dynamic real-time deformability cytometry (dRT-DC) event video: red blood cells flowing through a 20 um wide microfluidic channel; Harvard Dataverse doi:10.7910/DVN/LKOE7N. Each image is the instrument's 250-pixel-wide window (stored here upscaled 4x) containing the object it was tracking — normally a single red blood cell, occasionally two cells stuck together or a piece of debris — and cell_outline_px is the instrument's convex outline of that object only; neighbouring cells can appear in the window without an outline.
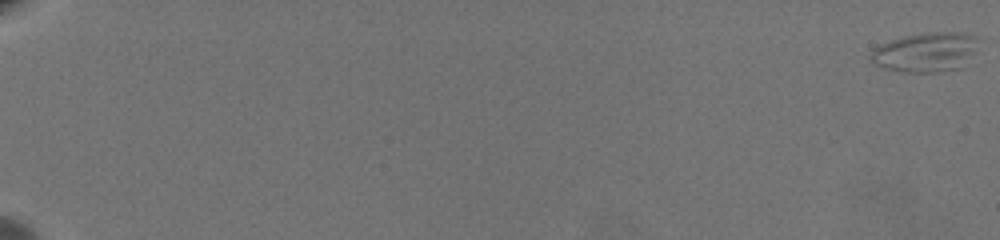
{"species": "common noctule bat (a hibernating species)", "species_latin": "Nyctalus noctula", "temperature_condition": "warm", "stored_images_in_passage": 66, "camera_frame_rate_fps": 3000, "um_per_image_px": 0.085, "animal": {"sex": "female", "body_mass_g": 19.5, "forearm_length_mm": 54.1}, "frame": {"image": 1, "passage_image": 1, "time_ms": 0.0, "image_size_px": [1000, 240], "cell_outline_px": [[976, 52], [960, 68], [936, 72], [904, 72], [884, 68], [872, 64], [868, 60], [872, 48], [880, 44], [904, 36], [924, 32], [968, 32], [976, 36]], "centroid_in_image_um": [78.65, 4.43], "position_along_channel_um": 6.3, "area_um2": 25.14}}
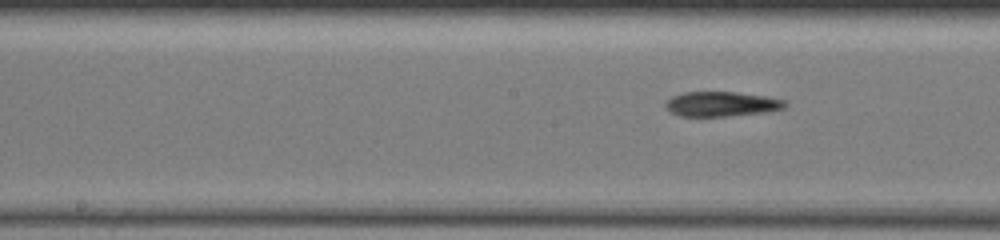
{"frame": {"image": 2, "passage_image": 39, "time_ms": 12.667, "image_size_px": [1000, 240], "cell_outline_px": [[788, 104], [784, 108], [764, 112], [724, 116], [680, 116], [672, 112], [664, 104], [672, 96], [684, 92], [736, 92], [764, 96], [784, 100]], "centroid_in_image_um": [61.33, 8.83], "position_along_channel_um": 186.9, "area_um2": 16.99}}
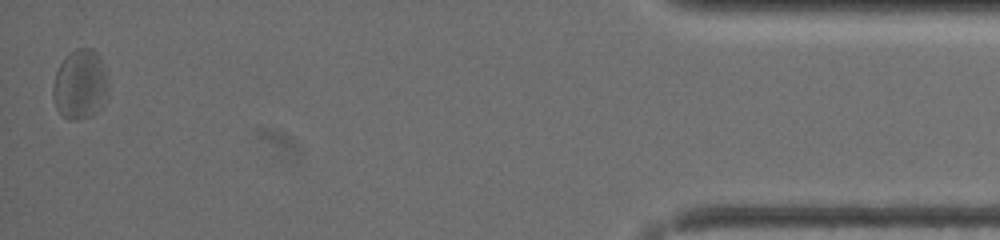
{"frame": {"image": 3, "passage_image": 66, "time_ms": 21.667, "image_size_px": [1000, 240], "cell_outline_px": [[108, 96], [96, 112], [92, 116], [76, 120], [68, 120], [56, 108], [52, 96], [52, 88], [56, 72], [60, 64], [76, 48], [92, 48], [100, 56], [104, 68], [108, 84]], "centroid_in_image_um": [6.82, 7.2], "position_along_channel_um": 428.4, "area_um2": 22.43}, "authors_computed_cell_mechanics": {"area_um2": 19.0162, "velocity_mm_per_s": 3.4562, "shape_relaxation_time_tau1_ms": 4.195, "shape_relaxation_time_tau2_ms": 2.6174, "deformation_change_tau1": 0.1381, "deformation_change_tau2": 0.1245}}